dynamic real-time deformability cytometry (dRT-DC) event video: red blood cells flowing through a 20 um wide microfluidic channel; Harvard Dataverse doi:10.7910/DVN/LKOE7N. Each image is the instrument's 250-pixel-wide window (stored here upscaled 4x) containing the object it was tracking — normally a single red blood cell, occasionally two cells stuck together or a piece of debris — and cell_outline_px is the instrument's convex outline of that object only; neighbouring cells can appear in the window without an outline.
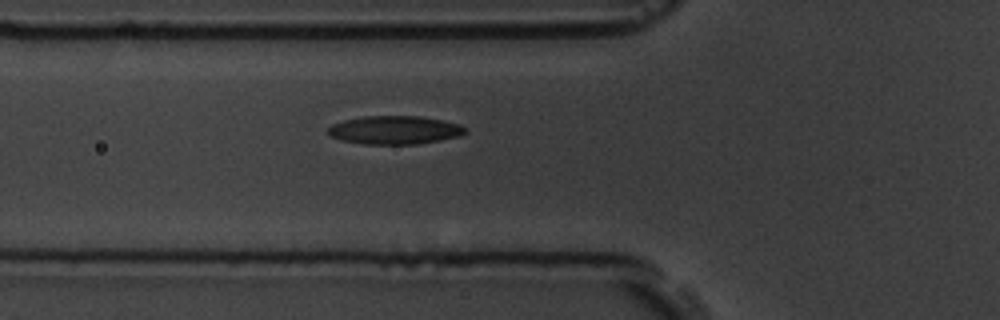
{"species": "common noctule bat (a hibernating species)", "species_latin": "Nyctalus noctula", "temperature_condition": "room temperature", "stored_images_in_passage": 3, "camera_frame_rate_fps": 3000, "um_per_image_px": 0.085, "animal": {"sex": "male", "body_mass_g": 19.5, "forearm_length_mm": 54.6}, "frame": {"image": 1, "passage_image": 3, "time_ms": 2.333, "image_size_px": [1000, 320], "cell_outline_px": [[468, 132], [460, 136], [440, 140], [416, 144], [364, 144], [340, 140], [328, 136], [328, 128], [332, 124], [344, 120], [364, 116], [420, 116], [460, 124], [468, 128]], "centroid_in_image_um": [33.55, 11.05], "position_along_channel_um": 92.2, "area_um2": 22.83}}